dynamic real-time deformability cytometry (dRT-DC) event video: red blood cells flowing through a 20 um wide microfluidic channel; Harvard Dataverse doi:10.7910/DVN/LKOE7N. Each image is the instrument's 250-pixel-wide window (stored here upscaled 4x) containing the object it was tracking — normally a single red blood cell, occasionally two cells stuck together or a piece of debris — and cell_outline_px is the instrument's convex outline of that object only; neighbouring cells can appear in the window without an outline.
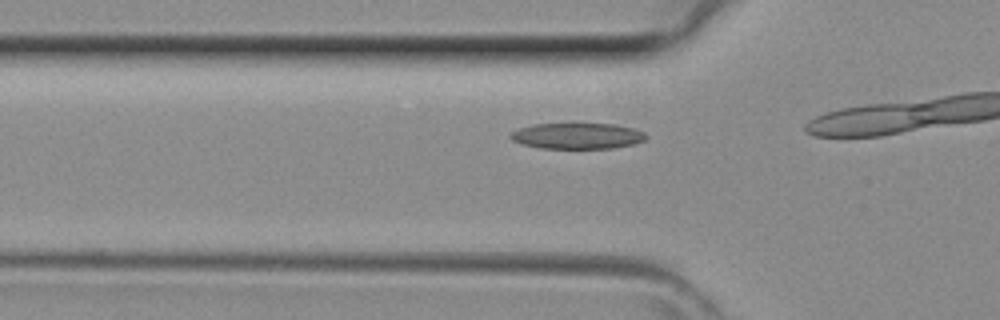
{"species": "common noctule bat (a hibernating species)", "species_latin": "Nyctalus noctula", "temperature_condition": "room temperature", "stored_images_in_passage": 12, "camera_frame_rate_fps": 3000, "um_per_image_px": 0.085, "animal": {"sex": "female", "body_mass_g": 29.2, "forearm_length_mm": 56.3}, "frame": {"image": 1, "passage_image": 10, "time_ms": 3.0, "image_size_px": [1000, 320], "cell_outline_px": [[648, 136], [644, 140], [636, 144], [612, 148], [540, 148], [524, 144], [512, 140], [508, 136], [512, 132], [520, 128], [532, 124], [616, 124], [636, 128], [644, 132]], "centroid_in_image_um": [49.12, 11.55], "position_along_channel_um": 76.7, "area_um2": 20.52}}